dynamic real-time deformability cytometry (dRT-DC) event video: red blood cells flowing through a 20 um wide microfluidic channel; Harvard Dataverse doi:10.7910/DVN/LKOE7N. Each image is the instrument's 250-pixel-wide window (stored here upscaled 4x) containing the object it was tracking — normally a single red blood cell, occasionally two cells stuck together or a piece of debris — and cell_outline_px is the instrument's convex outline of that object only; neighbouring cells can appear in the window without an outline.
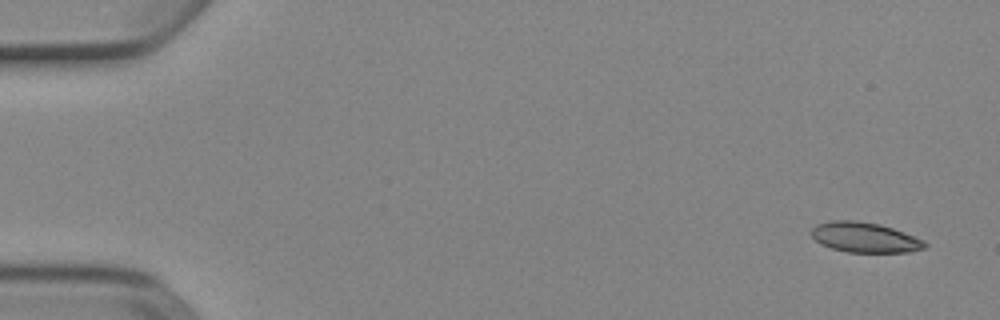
{"species": "Egyptian fruit bat (a non-hibernating species)", "species_latin": "Rousettus aegyptiacus", "temperature_condition": "cold", "stored_images_in_passage": 4, "camera_frame_rate_fps": 3000, "um_per_image_px": 0.085, "animal": {"sex": "female"}, "frame": {"image": 1, "passage_image": 1, "time_ms": 0.0, "image_size_px": [1000, 320], "cell_outline_px": [[928, 244], [924, 248], [908, 252], [848, 252], [832, 248], [820, 244], [812, 236], [812, 228], [816, 224], [832, 220], [856, 220], [880, 224], [904, 232], [924, 240]], "centroid_in_image_um": [73.5, 20.17], "position_along_channel_um": 11.5, "area_um2": 19.88}}
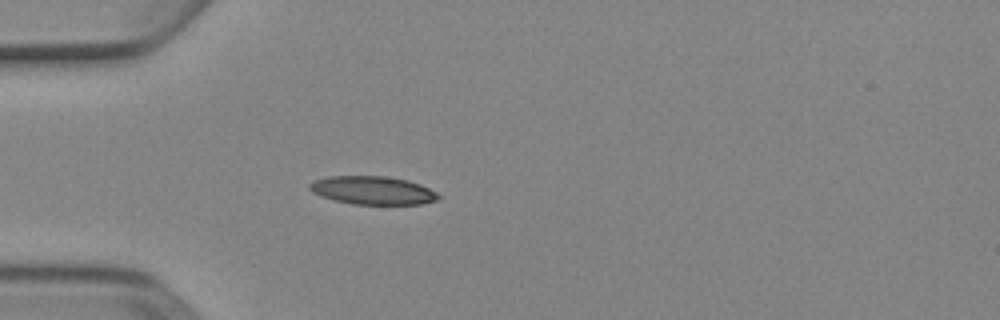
{"frame": {"image": 2, "passage_image": 4, "time_ms": 1.0, "image_size_px": [1000, 320], "cell_outline_px": [[440, 200], [420, 204], [352, 204], [332, 200], [320, 196], [312, 192], [308, 188], [308, 184], [312, 180], [328, 176], [384, 176], [408, 180], [420, 184], [436, 192], [440, 196]], "centroid_in_image_um": [31.64, 16.18], "position_along_channel_um": 53.4, "area_um2": 21.44}}